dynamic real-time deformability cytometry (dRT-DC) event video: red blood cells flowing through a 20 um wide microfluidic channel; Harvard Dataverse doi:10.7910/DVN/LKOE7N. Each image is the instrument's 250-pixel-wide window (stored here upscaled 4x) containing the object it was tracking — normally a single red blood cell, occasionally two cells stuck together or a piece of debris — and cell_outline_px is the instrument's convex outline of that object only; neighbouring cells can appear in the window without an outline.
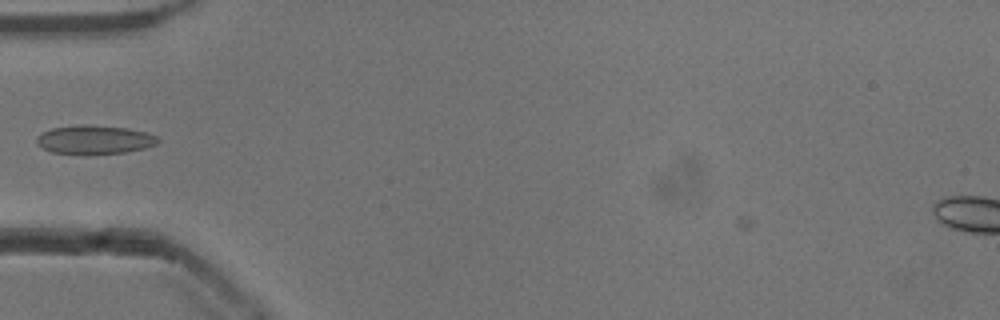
{"species": "common noctule bat (a hibernating species)", "species_latin": "Nyctalus noctula", "temperature_condition": "cold", "stored_images_in_passage": 23, "camera_frame_rate_fps": 3000, "um_per_image_px": 0.085, "animal": {"sex": "male", "body_mass_g": 13.3}, "frame": {"image": 1, "passage_image": 3, "time_ms": 0.667, "image_size_px": [1000, 320], "cell_outline_px": [[160, 140], [156, 144], [144, 148], [124, 152], [52, 152], [36, 144], [36, 136], [40, 132], [52, 128], [84, 124], [128, 128], [144, 132], [156, 136]], "centroid_in_image_um": [8.0, 11.83], "position_along_channel_um": 77.0, "area_um2": 19.65}}
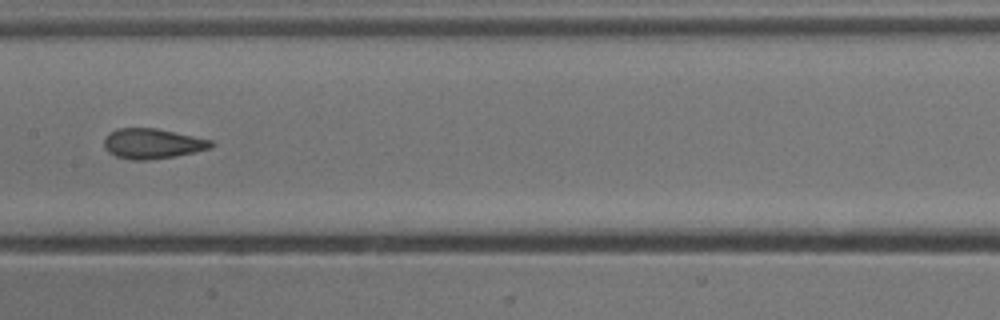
{"frame": {"image": 2, "passage_image": 12, "time_ms": 3.667, "image_size_px": [1000, 320], "cell_outline_px": [[216, 144], [212, 148], [176, 156], [148, 160], [132, 160], [116, 156], [108, 152], [104, 144], [104, 140], [108, 132], [116, 128], [156, 128], [212, 140]], "centroid_in_image_um": [12.96, 12.2], "position_along_channel_um": 194.4, "area_um2": 18.9}}